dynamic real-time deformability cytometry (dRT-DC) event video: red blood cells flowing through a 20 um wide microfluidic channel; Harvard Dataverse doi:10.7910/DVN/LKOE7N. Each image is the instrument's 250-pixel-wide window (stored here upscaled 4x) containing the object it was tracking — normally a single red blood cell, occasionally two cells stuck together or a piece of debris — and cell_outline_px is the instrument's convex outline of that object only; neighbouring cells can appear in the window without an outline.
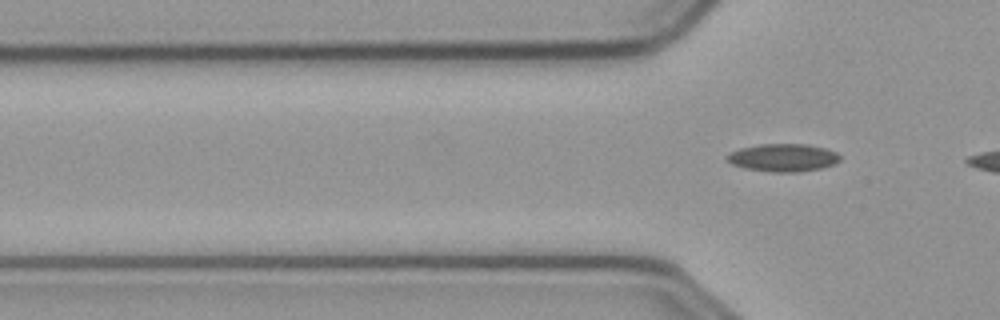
{"species": "common noctule bat (a hibernating species)", "species_latin": "Nyctalus noctula", "temperature_condition": "cold", "stored_images_in_passage": 3, "camera_frame_rate_fps": 3000, "um_per_image_px": 0.085, "animal": {"sex": "male", "body_mass_g": 23.1, "forearm_length_mm": 52.7}, "frame": {"image": 1, "passage_image": 3, "time_ms": 0.667, "image_size_px": [1000, 320], "cell_outline_px": [[840, 160], [836, 164], [820, 168], [800, 172], [772, 172], [744, 168], [732, 164], [728, 160], [728, 156], [732, 152], [740, 148], [760, 144], [808, 144], [824, 148], [836, 152], [840, 156]], "centroid_in_image_um": [66.6, 13.4], "position_along_channel_um": 59.2, "area_um2": 18.21}}